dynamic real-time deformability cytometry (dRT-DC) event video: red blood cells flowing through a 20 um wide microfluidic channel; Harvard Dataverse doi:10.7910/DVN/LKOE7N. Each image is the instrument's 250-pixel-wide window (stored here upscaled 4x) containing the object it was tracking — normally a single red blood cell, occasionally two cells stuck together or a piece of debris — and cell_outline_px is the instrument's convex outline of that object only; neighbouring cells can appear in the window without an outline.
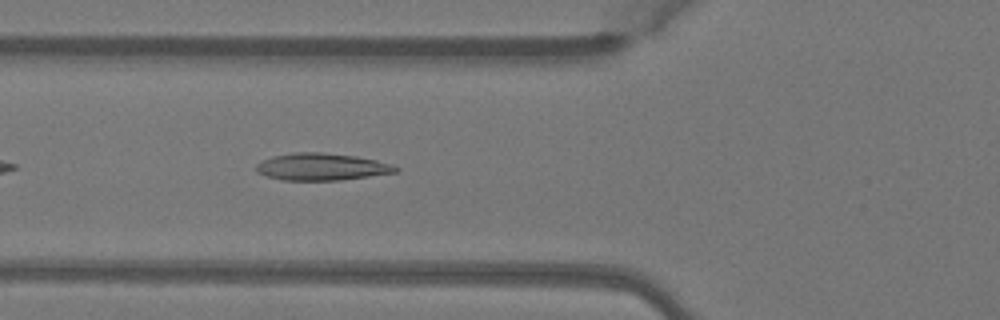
{"species": "Egyptian fruit bat (a non-hibernating species)", "species_latin": "Rousettus aegyptiacus", "temperature_condition": "warm", "stored_images_in_passage": 35, "camera_frame_rate_fps": 3000, "um_per_image_px": 0.085, "animal": {"sex": "female"}, "frame": {"image": 1, "passage_image": 5, "time_ms": 1.333, "image_size_px": [1000, 320], "cell_outline_px": [[400, 168], [396, 172], [340, 180], [280, 180], [256, 172], [256, 164], [260, 160], [272, 156], [292, 152], [324, 152], [356, 156], [376, 160], [392, 164]], "centroid_in_image_um": [27.3, 14.17], "position_along_channel_um": 98.5, "area_um2": 22.14}}
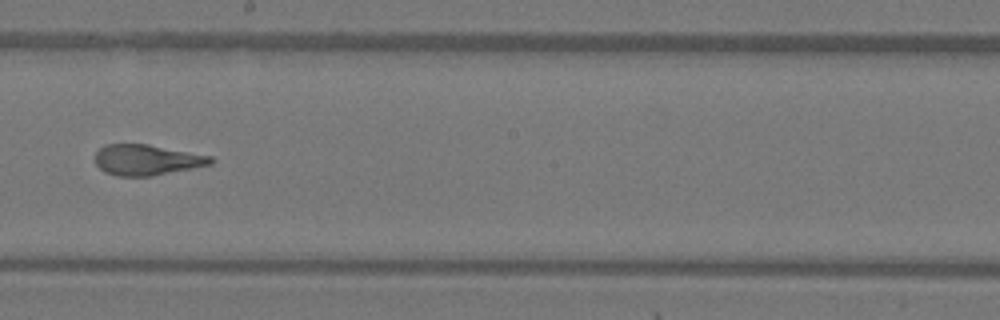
{"frame": {"image": 2, "passage_image": 15, "time_ms": 4.667, "image_size_px": [1000, 320], "cell_outline_px": [[216, 160], [212, 164], [152, 176], [116, 176], [104, 172], [96, 164], [96, 152], [104, 144], [148, 144], [212, 156]], "centroid_in_image_um": [12.48, 13.59], "position_along_channel_um": 235.7, "area_um2": 20.69}}
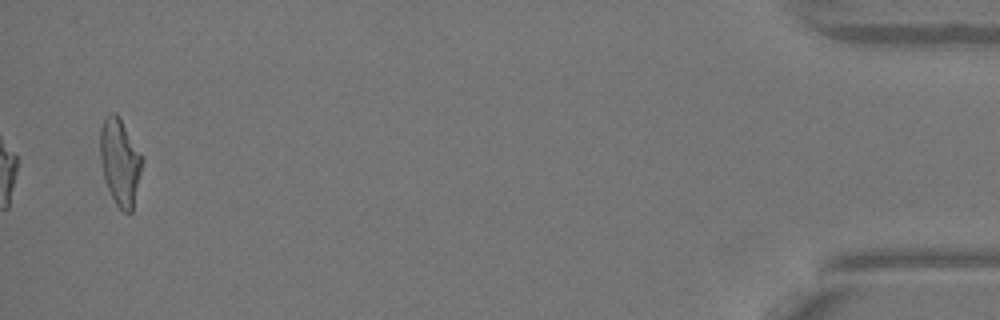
{"frame": {"image": 3, "passage_image": 35, "time_ms": 11.333, "image_size_px": [1000, 320], "cell_outline_px": [[144, 160], [132, 212], [128, 216], [116, 204], [108, 188], [104, 176], [100, 160], [100, 128], [104, 120], [112, 112], [116, 112], [120, 116], [140, 152]], "centroid_in_image_um": [10.22, 13.76], "position_along_channel_um": 425.0, "area_um2": 21.27}, "authors_computed_cell_mechanics": {"area_um2": 21.2126, "velocity_mm_per_s": 4.1013, "shape_relaxation_time_tau1_ms": 5.802, "shape_relaxation_time_tau2_ms": 1.0601, "deformation_change_tau1": 0.2261, "deformation_change_tau2": 0.1077}}